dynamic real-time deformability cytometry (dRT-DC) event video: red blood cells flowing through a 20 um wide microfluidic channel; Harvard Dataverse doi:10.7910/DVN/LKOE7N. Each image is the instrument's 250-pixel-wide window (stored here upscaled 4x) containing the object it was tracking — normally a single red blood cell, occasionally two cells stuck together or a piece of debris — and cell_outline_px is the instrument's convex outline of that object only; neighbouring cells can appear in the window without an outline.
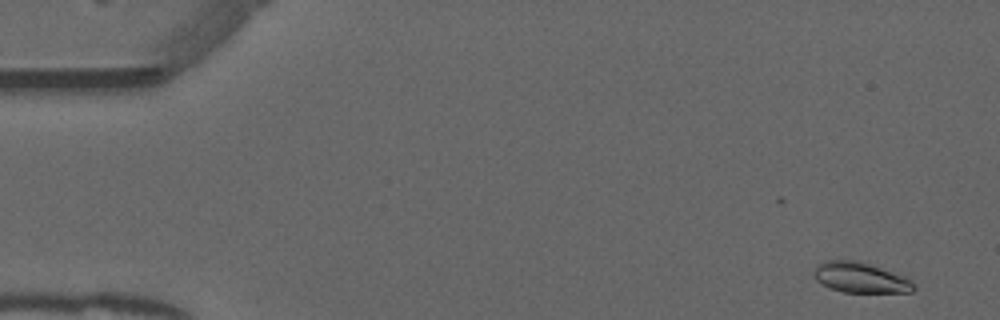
{"species": "common noctule bat (a hibernating species)", "species_latin": "Nyctalus noctula", "temperature_condition": "warm", "stored_images_in_passage": 43, "camera_frame_rate_fps": 3000, "um_per_image_px": 0.085, "animal": {"sex": "male", "forearm_length_mm": 52.5}, "frame": {"image": 1, "passage_image": 3, "time_ms": 0.667, "image_size_px": [1000, 320], "cell_outline_px": [[916, 288], [912, 292], [844, 292], [832, 288], [816, 280], [812, 276], [812, 272], [820, 264], [828, 260], [856, 260], [904, 276]], "centroid_in_image_um": [73.11, 23.6], "position_along_channel_um": 11.9, "area_um2": 17.22}}
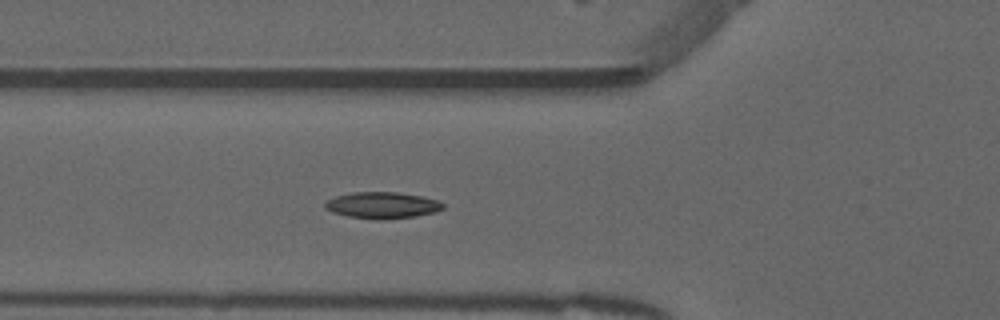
{"frame": {"image": 2, "passage_image": 19, "time_ms": 6.0, "image_size_px": [1000, 320], "cell_outline_px": [[444, 208], [436, 212], [416, 216], [376, 220], [348, 216], [332, 212], [324, 208], [324, 204], [328, 200], [336, 196], [352, 192], [396, 192], [420, 196], [436, 200], [444, 204]], "centroid_in_image_um": [32.48, 17.45], "position_along_channel_um": 93.3, "area_um2": 18.09}}
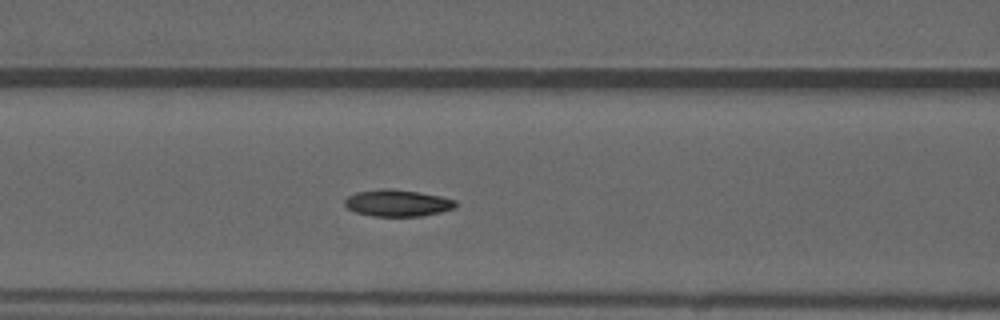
{"frame": {"image": 3, "passage_image": 22, "time_ms": 7.0, "image_size_px": [1000, 320], "cell_outline_px": [[456, 204], [452, 208], [440, 212], [424, 216], [372, 216], [356, 212], [348, 208], [344, 204], [344, 200], [348, 196], [356, 192], [380, 188], [392, 188], [440, 196], [456, 200]], "centroid_in_image_um": [33.75, 17.25], "position_along_channel_um": 132.9, "area_um2": 17.22}, "authors_computed_cell_mechanics": {"area_um2": 17.2244, "velocity_mm_per_s": 3.9092, "shape_relaxation_time_tau1_ms": 7.9037, "shape_relaxation_time_tau2_ms": 2.3759, "deformation_change_tau1": 0.1877, "deformation_change_tau2": 0.0641}}